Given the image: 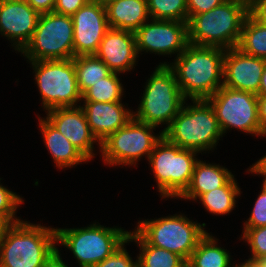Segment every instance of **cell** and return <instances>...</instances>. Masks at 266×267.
Here are the masks:
<instances>
[{
	"label": "cell",
	"instance_id": "74e56055",
	"mask_svg": "<svg viewBox=\"0 0 266 267\" xmlns=\"http://www.w3.org/2000/svg\"><path fill=\"white\" fill-rule=\"evenodd\" d=\"M248 171L253 174L262 175L264 177L263 183L266 184V155L255 162Z\"/></svg>",
	"mask_w": 266,
	"mask_h": 267
},
{
	"label": "cell",
	"instance_id": "484cf974",
	"mask_svg": "<svg viewBox=\"0 0 266 267\" xmlns=\"http://www.w3.org/2000/svg\"><path fill=\"white\" fill-rule=\"evenodd\" d=\"M78 87L83 95L94 84L108 77L112 71L95 55L73 57Z\"/></svg>",
	"mask_w": 266,
	"mask_h": 267
},
{
	"label": "cell",
	"instance_id": "83f0119b",
	"mask_svg": "<svg viewBox=\"0 0 266 267\" xmlns=\"http://www.w3.org/2000/svg\"><path fill=\"white\" fill-rule=\"evenodd\" d=\"M119 73L112 72L102 81L94 84L83 95L82 101L118 102L123 96V85L118 78Z\"/></svg>",
	"mask_w": 266,
	"mask_h": 267
},
{
	"label": "cell",
	"instance_id": "d4e9b609",
	"mask_svg": "<svg viewBox=\"0 0 266 267\" xmlns=\"http://www.w3.org/2000/svg\"><path fill=\"white\" fill-rule=\"evenodd\" d=\"M240 188L234 175L222 186L202 194L198 199L208 212L216 215L229 214L236 205Z\"/></svg>",
	"mask_w": 266,
	"mask_h": 267
},
{
	"label": "cell",
	"instance_id": "30bf717a",
	"mask_svg": "<svg viewBox=\"0 0 266 267\" xmlns=\"http://www.w3.org/2000/svg\"><path fill=\"white\" fill-rule=\"evenodd\" d=\"M73 36L71 16L42 13L31 41L21 53L29 61L73 59Z\"/></svg>",
	"mask_w": 266,
	"mask_h": 267
},
{
	"label": "cell",
	"instance_id": "b9f144b4",
	"mask_svg": "<svg viewBox=\"0 0 266 267\" xmlns=\"http://www.w3.org/2000/svg\"><path fill=\"white\" fill-rule=\"evenodd\" d=\"M257 96H266V65L261 76L260 87Z\"/></svg>",
	"mask_w": 266,
	"mask_h": 267
},
{
	"label": "cell",
	"instance_id": "f6af8a7d",
	"mask_svg": "<svg viewBox=\"0 0 266 267\" xmlns=\"http://www.w3.org/2000/svg\"><path fill=\"white\" fill-rule=\"evenodd\" d=\"M235 267H249V265L241 263V264H237Z\"/></svg>",
	"mask_w": 266,
	"mask_h": 267
},
{
	"label": "cell",
	"instance_id": "1f68e13d",
	"mask_svg": "<svg viewBox=\"0 0 266 267\" xmlns=\"http://www.w3.org/2000/svg\"><path fill=\"white\" fill-rule=\"evenodd\" d=\"M23 201L22 197L0 184V212L7 214L15 223L21 221L15 213Z\"/></svg>",
	"mask_w": 266,
	"mask_h": 267
},
{
	"label": "cell",
	"instance_id": "ba28073f",
	"mask_svg": "<svg viewBox=\"0 0 266 267\" xmlns=\"http://www.w3.org/2000/svg\"><path fill=\"white\" fill-rule=\"evenodd\" d=\"M206 224L192 222L184 215L166 216L141 220L135 231L149 244L166 249L181 256L186 262L207 234Z\"/></svg>",
	"mask_w": 266,
	"mask_h": 267
},
{
	"label": "cell",
	"instance_id": "f546056e",
	"mask_svg": "<svg viewBox=\"0 0 266 267\" xmlns=\"http://www.w3.org/2000/svg\"><path fill=\"white\" fill-rule=\"evenodd\" d=\"M242 239L250 246L252 256L243 262L248 265L252 261L266 258V226L243 228Z\"/></svg>",
	"mask_w": 266,
	"mask_h": 267
},
{
	"label": "cell",
	"instance_id": "7402d4cb",
	"mask_svg": "<svg viewBox=\"0 0 266 267\" xmlns=\"http://www.w3.org/2000/svg\"><path fill=\"white\" fill-rule=\"evenodd\" d=\"M233 174L225 167L197 160L193 175L180 199L197 200L202 194L222 187Z\"/></svg>",
	"mask_w": 266,
	"mask_h": 267
},
{
	"label": "cell",
	"instance_id": "3957f363",
	"mask_svg": "<svg viewBox=\"0 0 266 267\" xmlns=\"http://www.w3.org/2000/svg\"><path fill=\"white\" fill-rule=\"evenodd\" d=\"M248 15V3L226 0L214 9L192 16L188 22L189 44L235 48Z\"/></svg>",
	"mask_w": 266,
	"mask_h": 267
},
{
	"label": "cell",
	"instance_id": "d6a6232c",
	"mask_svg": "<svg viewBox=\"0 0 266 267\" xmlns=\"http://www.w3.org/2000/svg\"><path fill=\"white\" fill-rule=\"evenodd\" d=\"M126 243H129V239H127L109 257L93 267H138V260L133 261L127 250L124 248Z\"/></svg>",
	"mask_w": 266,
	"mask_h": 267
},
{
	"label": "cell",
	"instance_id": "5bb4252c",
	"mask_svg": "<svg viewBox=\"0 0 266 267\" xmlns=\"http://www.w3.org/2000/svg\"><path fill=\"white\" fill-rule=\"evenodd\" d=\"M71 17L74 27V57L94 55L110 29L105 6L100 1L90 0Z\"/></svg>",
	"mask_w": 266,
	"mask_h": 267
},
{
	"label": "cell",
	"instance_id": "9c48e42d",
	"mask_svg": "<svg viewBox=\"0 0 266 267\" xmlns=\"http://www.w3.org/2000/svg\"><path fill=\"white\" fill-rule=\"evenodd\" d=\"M45 110L76 107L82 101L73 59L29 61Z\"/></svg>",
	"mask_w": 266,
	"mask_h": 267
},
{
	"label": "cell",
	"instance_id": "52a82bcc",
	"mask_svg": "<svg viewBox=\"0 0 266 267\" xmlns=\"http://www.w3.org/2000/svg\"><path fill=\"white\" fill-rule=\"evenodd\" d=\"M197 153L170 143L164 136L155 144L148 160L162 198H179L186 191Z\"/></svg>",
	"mask_w": 266,
	"mask_h": 267
},
{
	"label": "cell",
	"instance_id": "6da1fadb",
	"mask_svg": "<svg viewBox=\"0 0 266 267\" xmlns=\"http://www.w3.org/2000/svg\"><path fill=\"white\" fill-rule=\"evenodd\" d=\"M225 51L221 47L189 44L174 63L167 64L186 100L207 99L223 86Z\"/></svg>",
	"mask_w": 266,
	"mask_h": 267
},
{
	"label": "cell",
	"instance_id": "e0dca14e",
	"mask_svg": "<svg viewBox=\"0 0 266 267\" xmlns=\"http://www.w3.org/2000/svg\"><path fill=\"white\" fill-rule=\"evenodd\" d=\"M76 107L55 108L47 111L45 119L64 135L88 160L94 157V143H101L92 133L84 110Z\"/></svg>",
	"mask_w": 266,
	"mask_h": 267
},
{
	"label": "cell",
	"instance_id": "4fadbf2b",
	"mask_svg": "<svg viewBox=\"0 0 266 267\" xmlns=\"http://www.w3.org/2000/svg\"><path fill=\"white\" fill-rule=\"evenodd\" d=\"M152 21V22H150ZM136 32L137 53L179 56L189 45L187 22L151 19Z\"/></svg>",
	"mask_w": 266,
	"mask_h": 267
},
{
	"label": "cell",
	"instance_id": "5b68a950",
	"mask_svg": "<svg viewBox=\"0 0 266 267\" xmlns=\"http://www.w3.org/2000/svg\"><path fill=\"white\" fill-rule=\"evenodd\" d=\"M160 63L148 78L138 110L133 117L141 122L154 125L167 124L162 132L178 115L185 102L173 70ZM166 122V123H165Z\"/></svg>",
	"mask_w": 266,
	"mask_h": 267
},
{
	"label": "cell",
	"instance_id": "ab89813d",
	"mask_svg": "<svg viewBox=\"0 0 266 267\" xmlns=\"http://www.w3.org/2000/svg\"><path fill=\"white\" fill-rule=\"evenodd\" d=\"M258 111L261 128L266 130V96H258Z\"/></svg>",
	"mask_w": 266,
	"mask_h": 267
},
{
	"label": "cell",
	"instance_id": "e575fe53",
	"mask_svg": "<svg viewBox=\"0 0 266 267\" xmlns=\"http://www.w3.org/2000/svg\"><path fill=\"white\" fill-rule=\"evenodd\" d=\"M90 0H56L54 13L72 16Z\"/></svg>",
	"mask_w": 266,
	"mask_h": 267
},
{
	"label": "cell",
	"instance_id": "9a60e30c",
	"mask_svg": "<svg viewBox=\"0 0 266 267\" xmlns=\"http://www.w3.org/2000/svg\"><path fill=\"white\" fill-rule=\"evenodd\" d=\"M40 13L26 0H0V34L21 52L31 41Z\"/></svg>",
	"mask_w": 266,
	"mask_h": 267
},
{
	"label": "cell",
	"instance_id": "f1b7e54d",
	"mask_svg": "<svg viewBox=\"0 0 266 267\" xmlns=\"http://www.w3.org/2000/svg\"><path fill=\"white\" fill-rule=\"evenodd\" d=\"M151 19L188 22L187 0H147Z\"/></svg>",
	"mask_w": 266,
	"mask_h": 267
},
{
	"label": "cell",
	"instance_id": "cb8c5ba5",
	"mask_svg": "<svg viewBox=\"0 0 266 267\" xmlns=\"http://www.w3.org/2000/svg\"><path fill=\"white\" fill-rule=\"evenodd\" d=\"M214 238L207 232L191 253L186 262L187 267H231L229 251L218 247V244H216L218 239ZM235 266L232 265V267Z\"/></svg>",
	"mask_w": 266,
	"mask_h": 267
},
{
	"label": "cell",
	"instance_id": "44dd1931",
	"mask_svg": "<svg viewBox=\"0 0 266 267\" xmlns=\"http://www.w3.org/2000/svg\"><path fill=\"white\" fill-rule=\"evenodd\" d=\"M39 118V127L47 150L60 169L76 166L89 161L64 135H62L46 119Z\"/></svg>",
	"mask_w": 266,
	"mask_h": 267
},
{
	"label": "cell",
	"instance_id": "8992f818",
	"mask_svg": "<svg viewBox=\"0 0 266 267\" xmlns=\"http://www.w3.org/2000/svg\"><path fill=\"white\" fill-rule=\"evenodd\" d=\"M129 232L99 223L82 228H56V243L72 251L80 267H93L116 251Z\"/></svg>",
	"mask_w": 266,
	"mask_h": 267
},
{
	"label": "cell",
	"instance_id": "ffe728a7",
	"mask_svg": "<svg viewBox=\"0 0 266 267\" xmlns=\"http://www.w3.org/2000/svg\"><path fill=\"white\" fill-rule=\"evenodd\" d=\"M110 28L136 32L149 21L147 0H116L105 5Z\"/></svg>",
	"mask_w": 266,
	"mask_h": 267
},
{
	"label": "cell",
	"instance_id": "277c9868",
	"mask_svg": "<svg viewBox=\"0 0 266 267\" xmlns=\"http://www.w3.org/2000/svg\"><path fill=\"white\" fill-rule=\"evenodd\" d=\"M191 101L193 105H187L185 100L163 136L180 148L198 153L210 151L223 136L215 112L206 99Z\"/></svg>",
	"mask_w": 266,
	"mask_h": 267
},
{
	"label": "cell",
	"instance_id": "60d3db41",
	"mask_svg": "<svg viewBox=\"0 0 266 267\" xmlns=\"http://www.w3.org/2000/svg\"><path fill=\"white\" fill-rule=\"evenodd\" d=\"M43 267H68L62 260L61 254L57 248V254L54 255Z\"/></svg>",
	"mask_w": 266,
	"mask_h": 267
},
{
	"label": "cell",
	"instance_id": "603a6c76",
	"mask_svg": "<svg viewBox=\"0 0 266 267\" xmlns=\"http://www.w3.org/2000/svg\"><path fill=\"white\" fill-rule=\"evenodd\" d=\"M129 242L140 247L138 267H186V261L178 254L149 245L136 231L129 232Z\"/></svg>",
	"mask_w": 266,
	"mask_h": 267
},
{
	"label": "cell",
	"instance_id": "ac0fdd59",
	"mask_svg": "<svg viewBox=\"0 0 266 267\" xmlns=\"http://www.w3.org/2000/svg\"><path fill=\"white\" fill-rule=\"evenodd\" d=\"M114 73L130 71L138 56L135 33L110 28L94 54Z\"/></svg>",
	"mask_w": 266,
	"mask_h": 267
},
{
	"label": "cell",
	"instance_id": "7bdbcfd3",
	"mask_svg": "<svg viewBox=\"0 0 266 267\" xmlns=\"http://www.w3.org/2000/svg\"><path fill=\"white\" fill-rule=\"evenodd\" d=\"M248 265H249V267H266V258L252 261Z\"/></svg>",
	"mask_w": 266,
	"mask_h": 267
},
{
	"label": "cell",
	"instance_id": "7c38bea8",
	"mask_svg": "<svg viewBox=\"0 0 266 267\" xmlns=\"http://www.w3.org/2000/svg\"><path fill=\"white\" fill-rule=\"evenodd\" d=\"M213 108L220 130L224 134L231 128L264 137L258 111V96L251 92L220 87L206 99Z\"/></svg>",
	"mask_w": 266,
	"mask_h": 267
},
{
	"label": "cell",
	"instance_id": "8d00e7d4",
	"mask_svg": "<svg viewBox=\"0 0 266 267\" xmlns=\"http://www.w3.org/2000/svg\"><path fill=\"white\" fill-rule=\"evenodd\" d=\"M27 3L40 14L53 12L56 0H26Z\"/></svg>",
	"mask_w": 266,
	"mask_h": 267
},
{
	"label": "cell",
	"instance_id": "4dcf8cb0",
	"mask_svg": "<svg viewBox=\"0 0 266 267\" xmlns=\"http://www.w3.org/2000/svg\"><path fill=\"white\" fill-rule=\"evenodd\" d=\"M266 226V184L263 183L248 221H245L243 228H256Z\"/></svg>",
	"mask_w": 266,
	"mask_h": 267
},
{
	"label": "cell",
	"instance_id": "d6986e66",
	"mask_svg": "<svg viewBox=\"0 0 266 267\" xmlns=\"http://www.w3.org/2000/svg\"><path fill=\"white\" fill-rule=\"evenodd\" d=\"M80 107L85 112L89 128L100 143L133 118V111L131 113L130 109H125L121 101H84Z\"/></svg>",
	"mask_w": 266,
	"mask_h": 267
},
{
	"label": "cell",
	"instance_id": "836d02e7",
	"mask_svg": "<svg viewBox=\"0 0 266 267\" xmlns=\"http://www.w3.org/2000/svg\"><path fill=\"white\" fill-rule=\"evenodd\" d=\"M226 0H187L188 20L197 14L210 11Z\"/></svg>",
	"mask_w": 266,
	"mask_h": 267
},
{
	"label": "cell",
	"instance_id": "ee69618b",
	"mask_svg": "<svg viewBox=\"0 0 266 267\" xmlns=\"http://www.w3.org/2000/svg\"><path fill=\"white\" fill-rule=\"evenodd\" d=\"M96 1H100L105 6L107 3H111L116 0H96Z\"/></svg>",
	"mask_w": 266,
	"mask_h": 267
},
{
	"label": "cell",
	"instance_id": "d590c367",
	"mask_svg": "<svg viewBox=\"0 0 266 267\" xmlns=\"http://www.w3.org/2000/svg\"><path fill=\"white\" fill-rule=\"evenodd\" d=\"M248 14L259 24L266 26V0H250Z\"/></svg>",
	"mask_w": 266,
	"mask_h": 267
},
{
	"label": "cell",
	"instance_id": "2e32d148",
	"mask_svg": "<svg viewBox=\"0 0 266 267\" xmlns=\"http://www.w3.org/2000/svg\"><path fill=\"white\" fill-rule=\"evenodd\" d=\"M266 59L247 55L238 48L224 54L223 86L258 95Z\"/></svg>",
	"mask_w": 266,
	"mask_h": 267
},
{
	"label": "cell",
	"instance_id": "f35d334b",
	"mask_svg": "<svg viewBox=\"0 0 266 267\" xmlns=\"http://www.w3.org/2000/svg\"><path fill=\"white\" fill-rule=\"evenodd\" d=\"M14 224L15 222L7 214L0 212V240Z\"/></svg>",
	"mask_w": 266,
	"mask_h": 267
},
{
	"label": "cell",
	"instance_id": "7a4b0ae2",
	"mask_svg": "<svg viewBox=\"0 0 266 267\" xmlns=\"http://www.w3.org/2000/svg\"><path fill=\"white\" fill-rule=\"evenodd\" d=\"M56 229L15 223L0 240V267H43L57 254Z\"/></svg>",
	"mask_w": 266,
	"mask_h": 267
},
{
	"label": "cell",
	"instance_id": "8fae6325",
	"mask_svg": "<svg viewBox=\"0 0 266 267\" xmlns=\"http://www.w3.org/2000/svg\"><path fill=\"white\" fill-rule=\"evenodd\" d=\"M156 126L136 120L134 117L115 133L101 142L103 161L108 165H136L142 156L149 159L155 144L162 138L155 135ZM154 134V135H153Z\"/></svg>",
	"mask_w": 266,
	"mask_h": 267
},
{
	"label": "cell",
	"instance_id": "4316f807",
	"mask_svg": "<svg viewBox=\"0 0 266 267\" xmlns=\"http://www.w3.org/2000/svg\"><path fill=\"white\" fill-rule=\"evenodd\" d=\"M236 48L247 55L266 59V26L259 24L248 14Z\"/></svg>",
	"mask_w": 266,
	"mask_h": 267
}]
</instances>
